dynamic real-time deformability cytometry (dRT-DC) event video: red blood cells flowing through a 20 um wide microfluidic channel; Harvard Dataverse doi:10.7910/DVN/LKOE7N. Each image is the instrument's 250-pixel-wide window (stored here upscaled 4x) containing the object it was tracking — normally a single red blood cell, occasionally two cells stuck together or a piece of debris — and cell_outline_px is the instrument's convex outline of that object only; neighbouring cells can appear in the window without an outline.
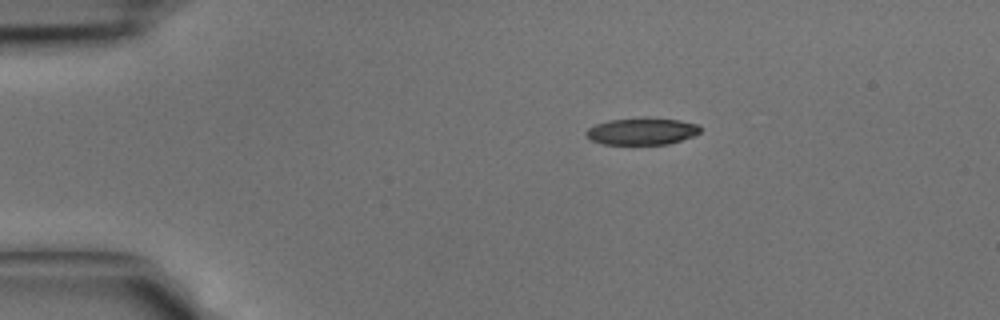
{"species": "common noctule bat (a hibernating species)", "species_latin": "Nyctalus noctula", "temperature_condition": "cold", "stored_images_in_passage": 35, "camera_frame_rate_fps": 3000, "um_per_image_px": 0.085, "animal": {"sex": "male", "body_mass_g": 15.6}, "frame": {"image": 1, "passage_image": 1, "time_ms": 0.0, "image_size_px": [1000, 320], "cell_outline_px": [[700, 132], [692, 136], [668, 144], [604, 144], [592, 140], [584, 132], [588, 128], [596, 124], [608, 120], [644, 116], [680, 120], [700, 124]], "centroid_in_image_um": [54.57, 11.13], "position_along_channel_um": 30.4, "area_um2": 18.15}}
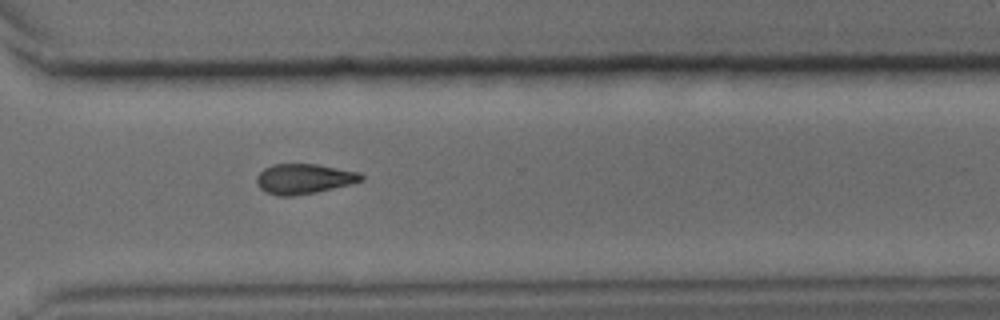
{"frame": {"image": 2, "passage_image": 24, "time_ms": 7.667, "image_size_px": [1000, 320], "cell_outline_px": [[364, 180], [352, 184], [316, 192], [296, 196], [276, 196], [264, 192], [256, 184], [256, 176], [264, 168], [272, 164], [316, 164], [360, 172], [364, 176]], "centroid_in_image_um": [25.82, 15.21], "position_along_channel_um": 344.8, "area_um2": 18.61}}
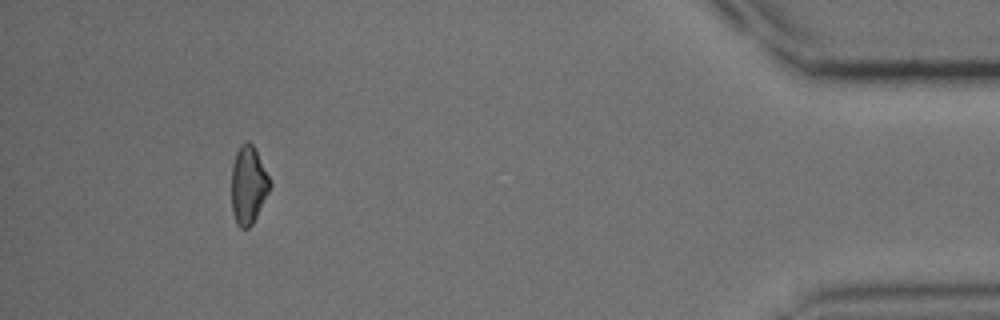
{"frame": {"image": 3, "passage_image": 32, "time_ms": 10.333, "image_size_px": [1000, 320], "cell_outline_px": [[272, 184], [252, 224], [248, 228], [240, 228], [236, 224], [232, 212], [232, 164], [236, 152], [240, 144], [244, 140], [248, 140], [252, 144]], "centroid_in_image_um": [21.08, 15.72], "position_along_channel_um": 414.1, "area_um2": 17.22}}